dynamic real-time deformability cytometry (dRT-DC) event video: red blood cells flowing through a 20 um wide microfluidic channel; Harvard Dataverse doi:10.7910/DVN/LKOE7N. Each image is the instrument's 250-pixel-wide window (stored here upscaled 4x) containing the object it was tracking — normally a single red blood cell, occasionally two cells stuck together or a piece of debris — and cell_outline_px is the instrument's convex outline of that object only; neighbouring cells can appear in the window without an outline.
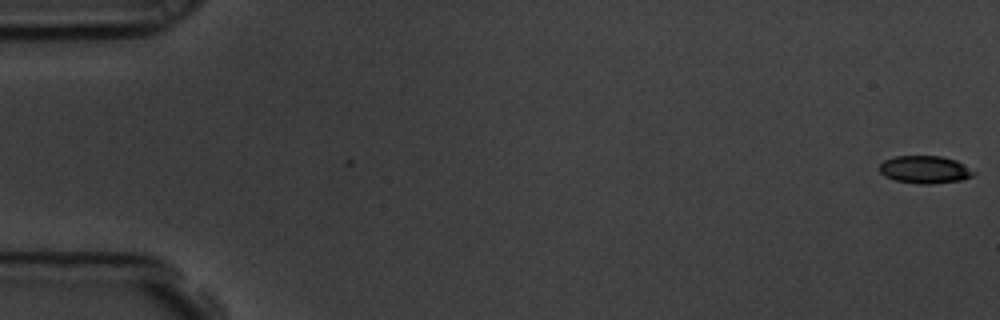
{"species": "common noctule bat (a hibernating species)", "species_latin": "Nyctalus noctula", "temperature_condition": "room temperature", "stored_images_in_passage": 57, "camera_frame_rate_fps": 3000, "um_per_image_px": 0.085, "animal": {"sex": "male", "body_mass_g": 19.5, "forearm_length_mm": 54.6}, "frame": {"image": 1, "passage_image": 1, "time_ms": 0.0, "image_size_px": [1000, 320], "cell_outline_px": [[976, 172], [972, 176], [960, 180], [932, 184], [916, 184], [896, 180], [884, 176], [880, 172], [880, 164], [884, 160], [896, 156], [940, 156], [956, 160]], "centroid_in_image_um": [78.6, 14.42], "position_along_channel_um": 6.4, "area_um2": 15.09}}
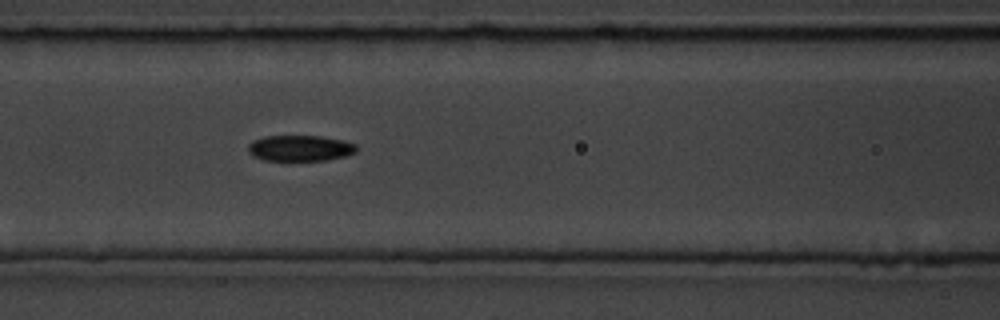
{"frame": {"image": 2, "passage_image": 25, "time_ms": 8.0, "image_size_px": [1000, 320], "cell_outline_px": [[356, 152], [344, 156], [328, 160], [264, 160], [252, 156], [248, 152], [248, 144], [252, 140], [264, 136], [320, 136], [344, 140], [356, 144]], "centroid_in_image_um": [25.48, 12.59], "position_along_channel_um": 141.1, "area_um2": 16.42}}
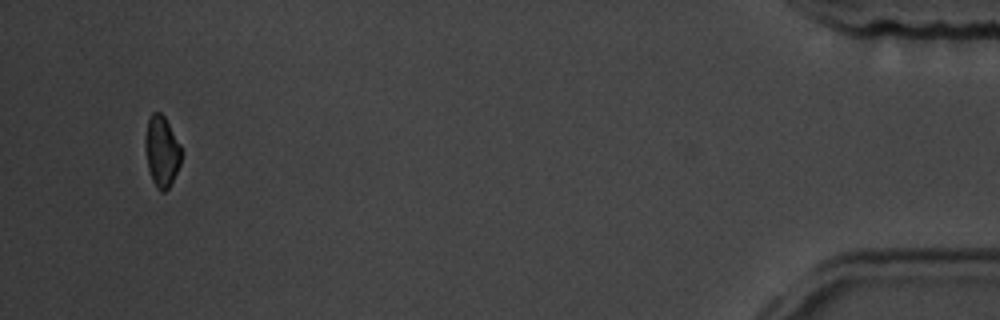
{"frame": {"image": 3, "passage_image": 55, "time_ms": 18.0, "image_size_px": [1000, 320], "cell_outline_px": [[180, 164], [168, 188], [164, 192], [160, 192], [156, 188], [152, 180], [148, 168], [144, 144], [144, 136], [148, 120], [152, 112], [160, 112], [164, 116], [180, 144]], "centroid_in_image_um": [13.71, 12.85], "position_along_channel_um": 421.5, "area_um2": 14.8}, "authors_computed_cell_mechanics": {"area_um2": 16.1262, "velocity_mm_per_s": 3.6047, "shape_relaxation_time_tau1_ms": 2.5072, "shape_relaxation_time_tau2_ms": null, "deformation_change_tau1": 0.0859, "deformation_change_tau2": null}}